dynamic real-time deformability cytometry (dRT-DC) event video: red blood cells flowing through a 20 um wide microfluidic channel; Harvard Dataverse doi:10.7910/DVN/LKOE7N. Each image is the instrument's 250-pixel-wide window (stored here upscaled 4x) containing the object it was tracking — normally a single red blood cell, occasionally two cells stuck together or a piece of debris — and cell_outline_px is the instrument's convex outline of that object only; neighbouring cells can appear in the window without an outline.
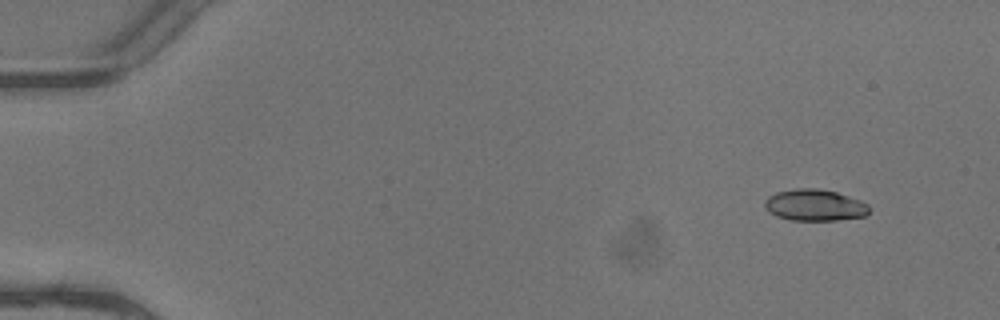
{"species": "common noctule bat (a hibernating species)", "species_latin": "Nyctalus noctula", "temperature_condition": "warm", "stored_images_in_passage": 5, "camera_frame_rate_fps": 3000, "um_per_image_px": 0.085, "animal": {"sex": "female"}, "frame": {"image": 1, "passage_image": 1, "time_ms": 0.0, "image_size_px": [1000, 320], "cell_outline_px": [[868, 212], [864, 216], [836, 220], [788, 220], [776, 216], [768, 212], [764, 208], [764, 200], [768, 196], [776, 192], [796, 188], [816, 188], [836, 192], [860, 200], [868, 204]], "centroid_in_image_um": [69.19, 17.43], "position_along_channel_um": 15.8, "area_um2": 19.25}}
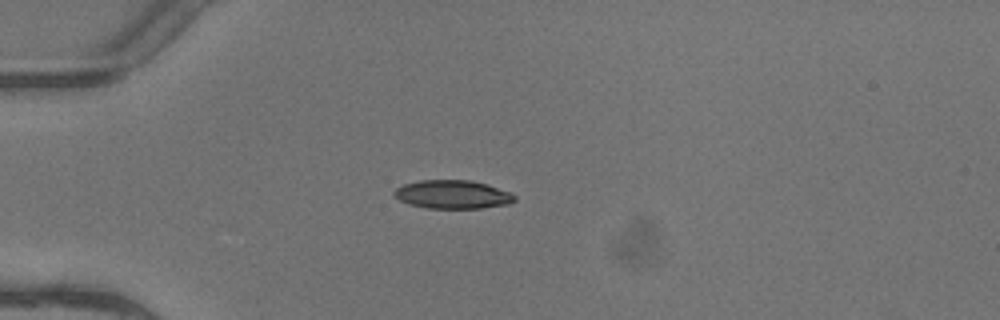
{"frame": {"image": 2, "passage_image": 3, "time_ms": 0.667, "image_size_px": [1000, 320], "cell_outline_px": [[516, 200], [508, 204], [480, 208], [428, 208], [408, 204], [400, 200], [392, 192], [396, 188], [404, 184], [420, 180], [468, 180], [488, 184], [508, 192], [516, 196]], "centroid_in_image_um": [38.46, 16.52], "position_along_channel_um": 46.5, "area_um2": 19.88}}
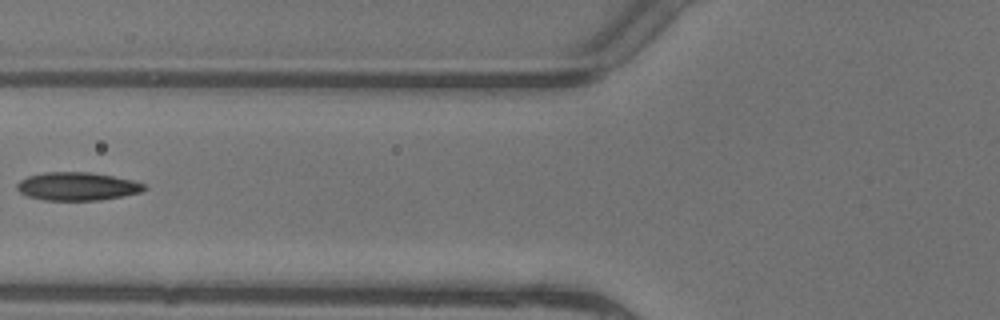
{"frame": {"image": 3, "passage_image": 5, "time_ms": 1.333, "image_size_px": [1000, 320], "cell_outline_px": [[148, 188], [140, 192], [100, 200], [44, 200], [28, 196], [20, 192], [16, 188], [16, 184], [20, 180], [28, 176], [44, 172], [88, 172], [112, 176], [132, 180], [144, 184]], "centroid_in_image_um": [6.54, 15.84], "position_along_channel_um": 119.3, "area_um2": 20.75}}